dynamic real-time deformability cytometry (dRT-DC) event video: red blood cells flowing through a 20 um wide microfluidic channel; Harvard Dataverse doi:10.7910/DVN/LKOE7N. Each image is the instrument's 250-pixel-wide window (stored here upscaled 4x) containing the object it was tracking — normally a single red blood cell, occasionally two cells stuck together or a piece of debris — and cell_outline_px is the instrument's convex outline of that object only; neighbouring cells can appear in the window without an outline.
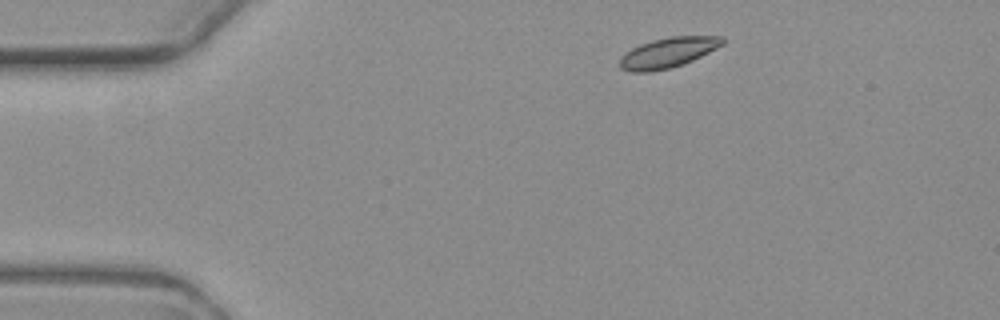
{"species": "common noctule bat (a hibernating species)", "species_latin": "Nyctalus noctula", "temperature_condition": "warm", "stored_images_in_passage": 4, "camera_frame_rate_fps": 3000, "um_per_image_px": 0.085, "animal": {"sex": "female", "body_mass_g": 19.3, "forearm_length_mm": 54.1}, "frame": {"image": 1, "passage_image": 1, "time_ms": 0.0, "image_size_px": [1000, 320], "cell_outline_px": [[724, 44], [684, 64], [672, 68], [648, 72], [632, 72], [620, 68], [620, 56], [624, 52], [640, 44], [652, 40], [672, 36], [724, 36]], "centroid_in_image_um": [56.76, 4.47], "position_along_channel_um": 28.2, "area_um2": 18.09}}
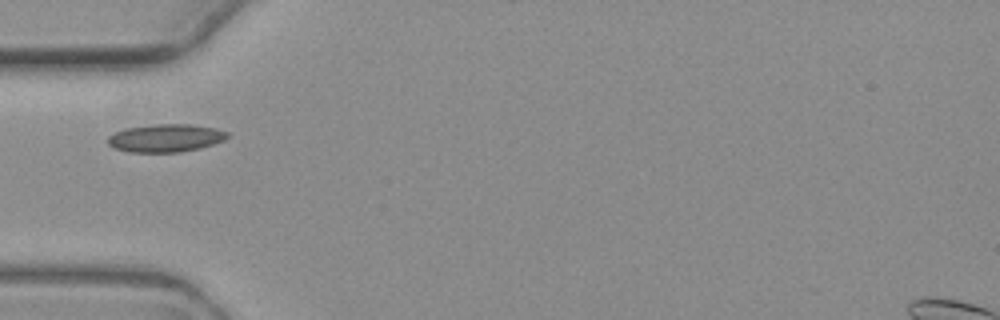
{"frame": {"image": 2, "passage_image": 3, "time_ms": 3.0, "image_size_px": [1000, 320], "cell_outline_px": [[228, 136], [224, 140], [200, 148], [180, 152], [128, 152], [112, 148], [108, 144], [108, 136], [116, 132], [128, 128], [156, 124], [192, 124], [216, 128], [228, 132]], "centroid_in_image_um": [14.08, 11.74], "position_along_channel_um": 70.9, "area_um2": 19.42}}
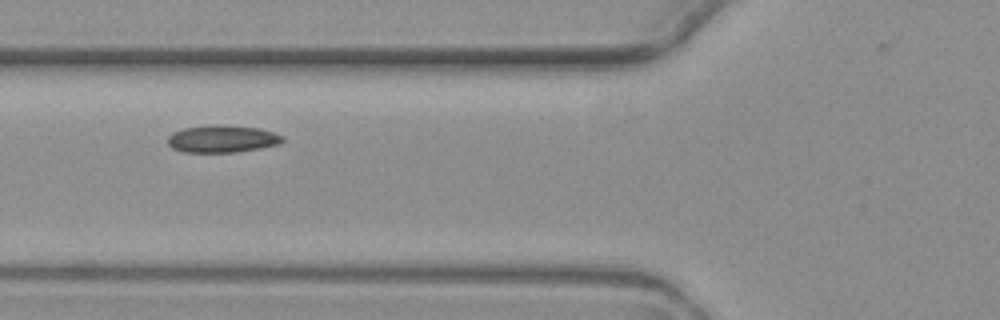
{"frame": {"image": 3, "passage_image": 4, "time_ms": 4.0, "image_size_px": [1000, 320], "cell_outline_px": [[284, 140], [280, 144], [260, 148], [236, 152], [184, 152], [172, 148], [168, 144], [168, 136], [172, 132], [184, 128], [212, 124], [220, 124], [260, 128], [284, 136]], "centroid_in_image_um": [18.89, 11.79], "position_along_channel_um": 106.9, "area_um2": 18.44}}